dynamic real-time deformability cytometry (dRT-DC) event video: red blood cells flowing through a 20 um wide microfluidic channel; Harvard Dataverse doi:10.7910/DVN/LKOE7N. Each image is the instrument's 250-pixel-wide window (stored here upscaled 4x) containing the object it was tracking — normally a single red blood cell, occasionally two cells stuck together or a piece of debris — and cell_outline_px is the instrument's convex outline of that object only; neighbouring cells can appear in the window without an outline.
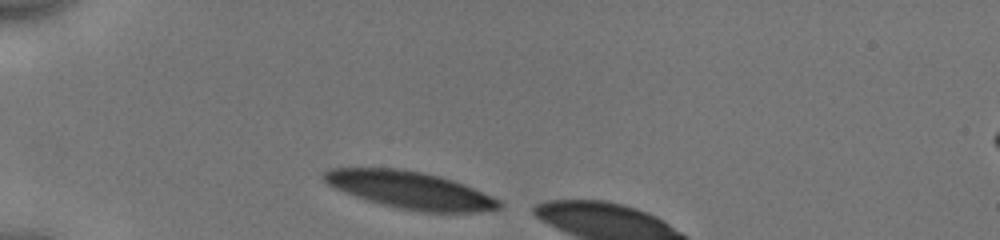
{"species": "human", "species_latin": "Homo sapiens", "temperature_condition": "cold", "stored_images_in_passage": 7, "camera_frame_rate_fps": 3000, "um_per_image_px": 0.085, "donor": {"sex": "male"}, "frame": {"image": 1, "passage_image": 1, "time_ms": 0.0, "image_size_px": [1000, 240], "cell_outline_px": [[504, 208], [480, 212], [420, 212], [380, 204], [344, 192], [328, 184], [320, 176], [328, 168], [396, 168], [424, 172], [440, 176], [464, 184], [500, 200], [504, 204]], "centroid_in_image_um": [34.89, 16.16], "position_along_channel_um": 50.1, "area_um2": 38.09}}